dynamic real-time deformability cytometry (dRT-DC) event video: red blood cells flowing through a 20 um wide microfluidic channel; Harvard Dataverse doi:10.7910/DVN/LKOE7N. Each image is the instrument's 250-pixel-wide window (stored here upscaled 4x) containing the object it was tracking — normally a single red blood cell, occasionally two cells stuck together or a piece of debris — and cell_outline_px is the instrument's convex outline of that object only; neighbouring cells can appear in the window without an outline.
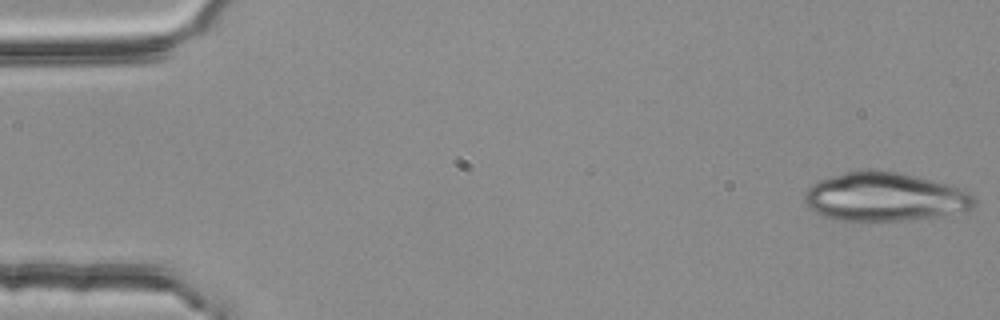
{"species": "common noctule bat (a hibernating species)", "species_latin": "Nyctalus noctula", "temperature_condition": "room temperature", "stored_images_in_passage": 4, "camera_frame_rate_fps": 3000, "um_per_image_px": 0.085, "animal": {"sex": "female", "body_mass_g": 25.1}, "frame": {"image": 1, "passage_image": 1, "time_ms": 0.0, "image_size_px": [1000, 320], "cell_outline_px": [[976, 204], [972, 208], [936, 216], [900, 220], [836, 220], [824, 216], [808, 208], [804, 200], [804, 192], [812, 184], [820, 180], [844, 172], [868, 168], [876, 168], [896, 172], [960, 188], [972, 192], [976, 196]], "centroid_in_image_um": [75.15, 16.71], "position_along_channel_um": 9.8, "area_um2": 47.86}}